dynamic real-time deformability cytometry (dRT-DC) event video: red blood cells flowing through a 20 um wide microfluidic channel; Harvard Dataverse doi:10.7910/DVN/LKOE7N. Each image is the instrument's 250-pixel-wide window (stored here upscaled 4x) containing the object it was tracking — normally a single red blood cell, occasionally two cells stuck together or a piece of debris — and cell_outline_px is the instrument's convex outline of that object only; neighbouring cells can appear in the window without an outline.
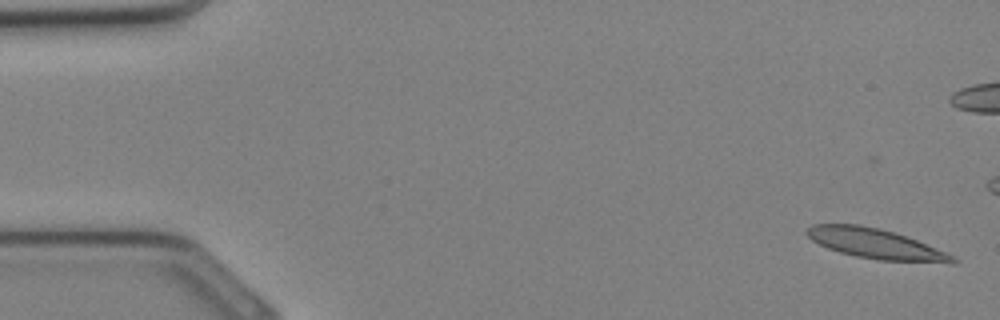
{"species": "Egyptian fruit bat (a non-hibernating species)", "species_latin": "Rousettus aegyptiacus", "temperature_condition": "cold", "stored_images_in_passage": 22, "camera_frame_rate_fps": 3000, "um_per_image_px": 0.085, "animal": {"sex": "female"}, "frame": {"image": 1, "passage_image": 1, "time_ms": 0.0, "image_size_px": [1000, 320], "cell_outline_px": [[960, 260], [952, 264], [880, 260], [856, 256], [840, 252], [828, 248], [812, 240], [804, 232], [812, 224], [860, 224], [880, 228], [896, 232], [948, 252], [956, 256]], "centroid_in_image_um": [74.52, 20.73], "position_along_channel_um": 10.5, "area_um2": 25.89}}